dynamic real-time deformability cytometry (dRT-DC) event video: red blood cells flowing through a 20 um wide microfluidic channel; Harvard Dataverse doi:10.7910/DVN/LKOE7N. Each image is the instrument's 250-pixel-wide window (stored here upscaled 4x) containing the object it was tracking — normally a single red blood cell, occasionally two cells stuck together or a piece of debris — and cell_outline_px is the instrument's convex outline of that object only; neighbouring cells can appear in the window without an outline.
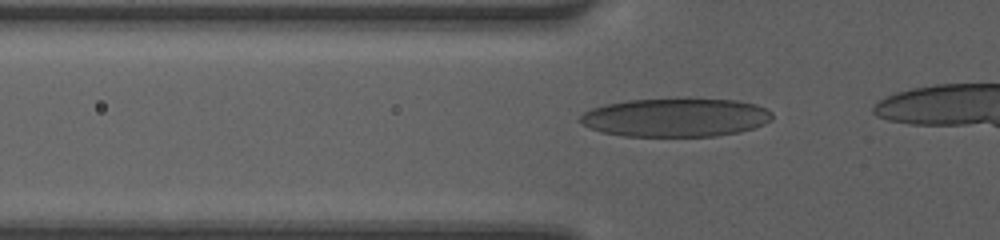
{"species": "human", "species_latin": "Homo sapiens", "temperature_condition": "room temperature", "stored_images_in_passage": 17, "camera_frame_rate_fps": 3000, "um_per_image_px": 0.085, "donor": {"sex": "female"}, "frame": {"image": 1, "passage_image": 11, "time_ms": 3.333, "image_size_px": [1000, 240], "cell_outline_px": [[772, 120], [764, 124], [752, 128], [736, 132], [716, 136], [624, 136], [600, 132], [588, 128], [580, 124], [576, 120], [584, 112], [592, 108], [604, 104], [628, 100], [676, 96], [684, 96], [736, 100], [756, 104], [772, 112]], "centroid_in_image_um": [57.38, 9.94], "position_along_channel_um": 68.4, "area_um2": 44.56}}
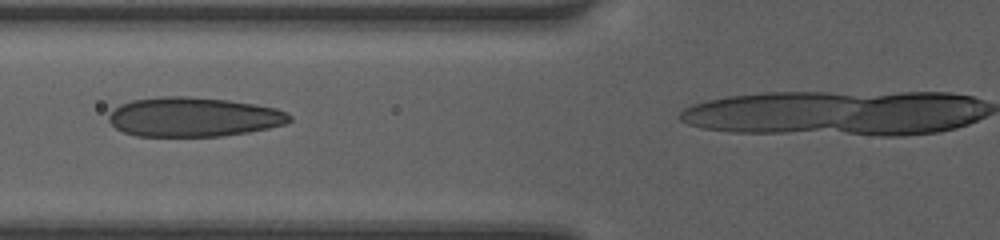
{"frame": {"image": 2, "passage_image": 14, "time_ms": 4.333, "image_size_px": [1000, 240], "cell_outline_px": [[292, 120], [284, 124], [268, 128], [248, 132], [220, 136], [136, 136], [124, 132], [116, 128], [108, 120], [108, 116], [120, 104], [132, 100], [160, 96], [188, 96], [228, 100], [276, 108], [288, 112], [292, 116]], "centroid_in_image_um": [16.45, 9.94], "position_along_channel_um": 109.3, "area_um2": 41.5}}